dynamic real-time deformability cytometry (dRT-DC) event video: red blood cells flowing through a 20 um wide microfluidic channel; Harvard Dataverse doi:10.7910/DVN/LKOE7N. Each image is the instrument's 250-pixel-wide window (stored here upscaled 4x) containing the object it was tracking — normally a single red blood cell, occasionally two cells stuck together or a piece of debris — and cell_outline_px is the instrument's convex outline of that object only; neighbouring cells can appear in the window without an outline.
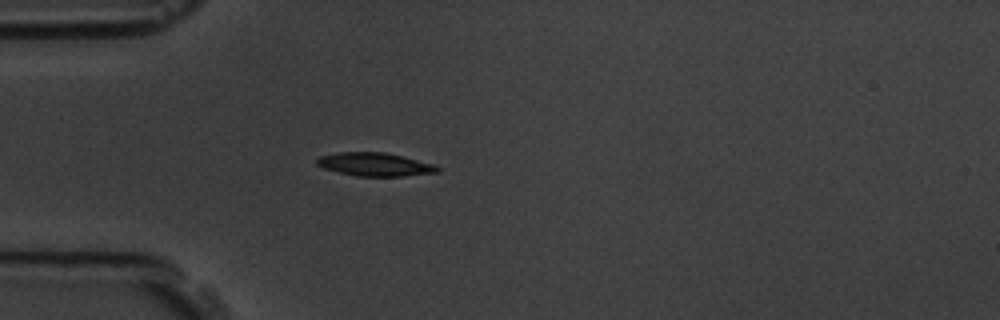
{"species": "common noctule bat (a hibernating species)", "species_latin": "Nyctalus noctula", "temperature_condition": "room temperature", "stored_images_in_passage": 41, "camera_frame_rate_fps": 3000, "um_per_image_px": 0.085, "animal": {"sex": "male", "body_mass_g": 19.5, "forearm_length_mm": 54.6}, "frame": {"image": 1, "passage_image": 1, "time_ms": 0.0, "image_size_px": [1000, 320], "cell_outline_px": [[440, 172], [404, 176], [356, 176], [324, 168], [316, 164], [316, 160], [320, 156], [340, 152], [384, 152], [436, 164], [440, 168]], "centroid_in_image_um": [31.91, 13.97], "position_along_channel_um": 53.1, "area_um2": 16.36}}
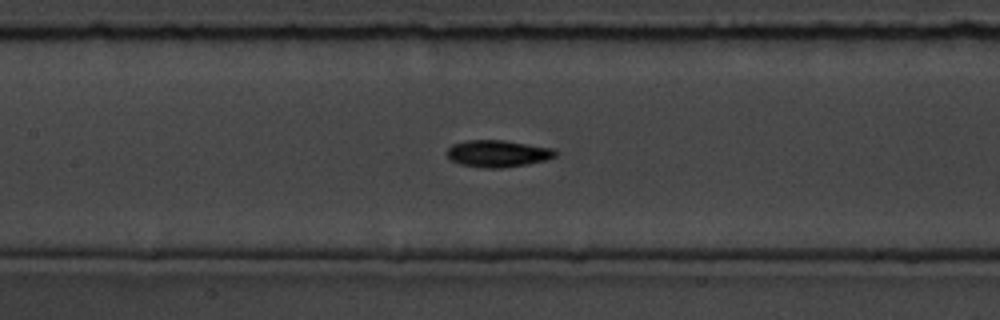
{"frame": {"image": 2, "passage_image": 11, "time_ms": 3.333, "image_size_px": [1000, 320], "cell_outline_px": [[560, 152], [556, 156], [544, 160], [528, 164], [500, 168], [484, 168], [460, 164], [452, 160], [448, 156], [448, 148], [452, 144], [468, 140], [504, 140], [552, 148]], "centroid_in_image_um": [42.34, 13.05], "position_along_channel_um": 165.1, "area_um2": 16.94}}
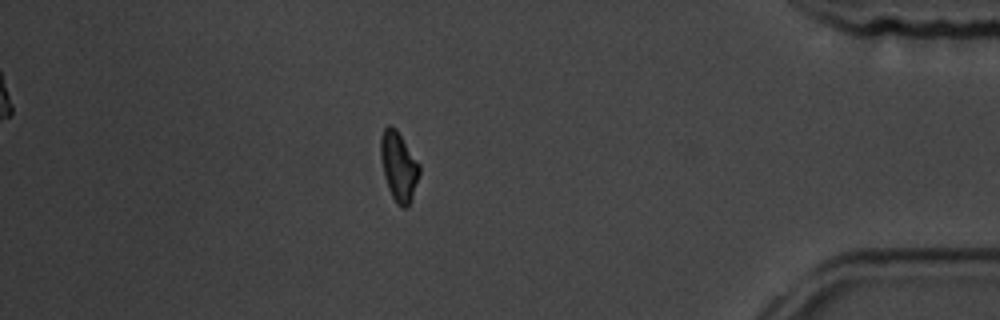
{"frame": {"image": 3, "passage_image": 34, "time_ms": 11.0, "image_size_px": [1000, 320], "cell_outline_px": [[420, 172], [408, 208], [404, 208], [396, 204], [388, 188], [384, 176], [380, 156], [380, 136], [384, 128], [388, 124], [396, 128], [420, 164]], "centroid_in_image_um": [33.88, 14.12], "position_along_channel_um": 401.3, "area_um2": 15.72}, "authors_computed_cell_mechanics": {"area_um2": 16.4152, "velocity_mm_per_s": 3.6143, "shape_relaxation_time_tau1_ms": 2.1101, "shape_relaxation_time_tau2_ms": 5.1538, "deformation_change_tau1": 0.1475, "deformation_change_tau2": 0.109}}